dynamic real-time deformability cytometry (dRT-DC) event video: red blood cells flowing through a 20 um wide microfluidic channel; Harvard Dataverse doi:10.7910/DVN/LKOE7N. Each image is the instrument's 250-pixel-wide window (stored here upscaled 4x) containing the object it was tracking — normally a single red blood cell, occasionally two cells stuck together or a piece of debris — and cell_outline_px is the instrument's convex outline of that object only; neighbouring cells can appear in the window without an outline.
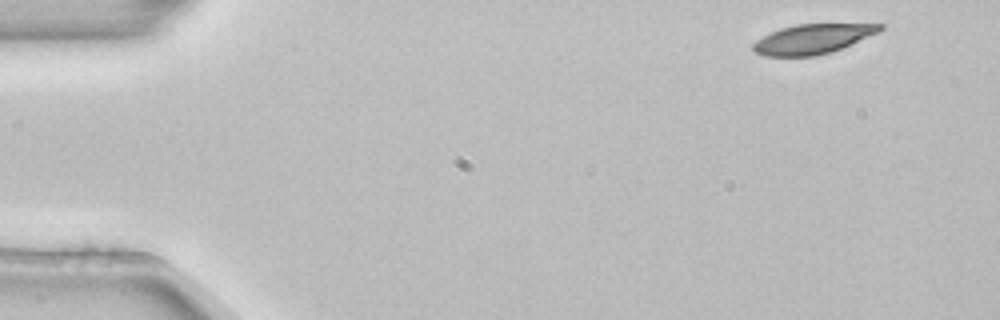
{"species": "common noctule bat (a hibernating species)", "species_latin": "Nyctalus noctula", "temperature_condition": "room temperature", "stored_images_in_passage": 5, "camera_frame_rate_fps": 3000, "um_per_image_px": 0.085, "animal": {"sex": "female", "body_mass_g": 22.7, "forearm_length_mm": 54.2}, "frame": {"image": 1, "passage_image": 1, "time_ms": 0.0, "image_size_px": [1000, 320], "cell_outline_px": [[884, 28], [880, 32], [840, 48], [828, 52], [812, 56], [764, 56], [756, 52], [752, 48], [752, 44], [756, 40], [780, 28], [796, 24], [884, 24]], "centroid_in_image_um": [69.07, 3.3], "position_along_channel_um": 15.9, "area_um2": 21.62}}
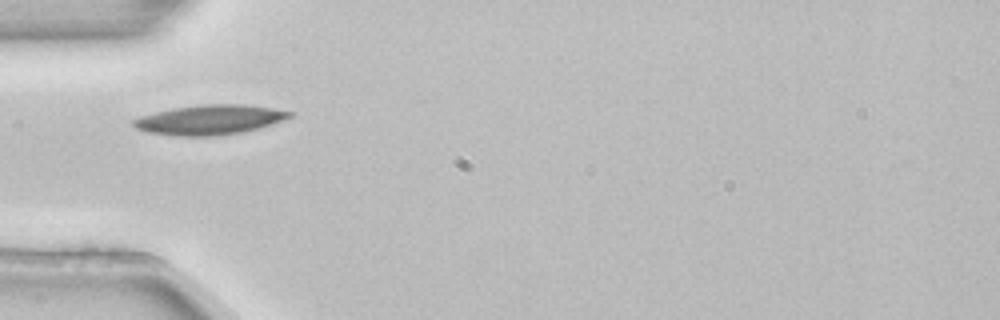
{"frame": {"image": 2, "passage_image": 4, "time_ms": 1.0, "image_size_px": [1000, 320], "cell_outline_px": [[292, 116], [284, 120], [244, 132], [216, 136], [176, 136], [148, 132], [136, 128], [132, 124], [132, 120], [140, 116], [172, 108], [204, 104], [244, 104], [272, 108], [292, 112]], "centroid_in_image_um": [17.81, 10.18], "position_along_channel_um": 67.2, "area_um2": 27.05}}